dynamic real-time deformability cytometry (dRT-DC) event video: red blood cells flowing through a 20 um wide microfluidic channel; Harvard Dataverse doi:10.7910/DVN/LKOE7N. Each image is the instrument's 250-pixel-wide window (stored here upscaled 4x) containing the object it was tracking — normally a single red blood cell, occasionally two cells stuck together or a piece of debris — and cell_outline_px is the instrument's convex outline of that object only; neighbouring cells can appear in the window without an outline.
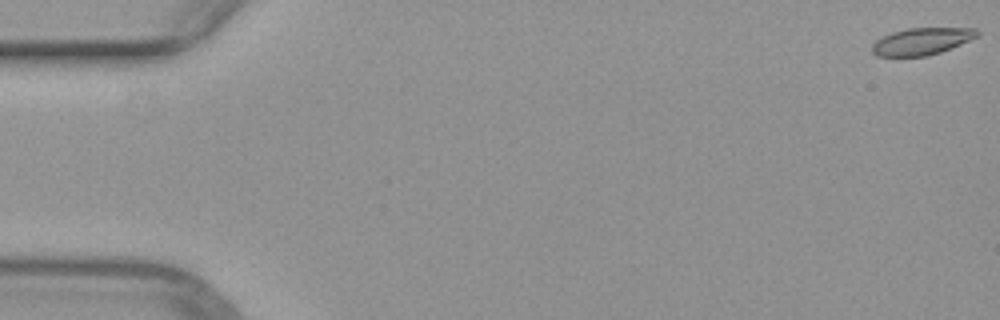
{"species": "common noctule bat (a hibernating species)", "species_latin": "Nyctalus noctula", "temperature_condition": "warm", "stored_images_in_passage": 52, "camera_frame_rate_fps": 3000, "um_per_image_px": 0.085, "animal": {"sex": "female", "body_mass_g": 29.2, "forearm_length_mm": 56.3}, "frame": {"image": 1, "passage_image": 1, "time_ms": 0.0, "image_size_px": [1000, 320], "cell_outline_px": [[980, 36], [952, 48], [940, 52], [924, 56], [876, 56], [872, 52], [872, 44], [876, 40], [892, 32], [908, 28], [976, 28], [980, 32]], "centroid_in_image_um": [78.38, 3.51], "position_along_channel_um": 6.6, "area_um2": 16.59}}
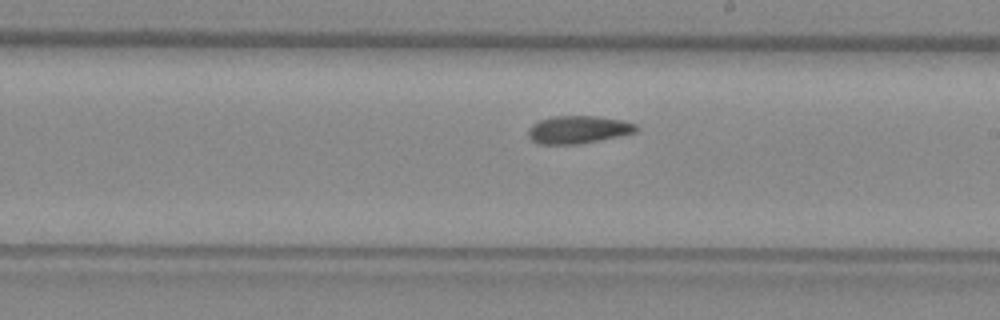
{"frame": {"image": 2, "passage_image": 30, "time_ms": 9.667, "image_size_px": [1000, 320], "cell_outline_px": [[640, 128], [636, 132], [576, 144], [540, 144], [532, 140], [528, 136], [528, 128], [532, 124], [540, 120], [552, 116], [596, 116], [624, 120], [636, 124]], "centroid_in_image_um": [49.14, 11.0], "position_along_channel_um": 239.9, "area_um2": 17.34}}
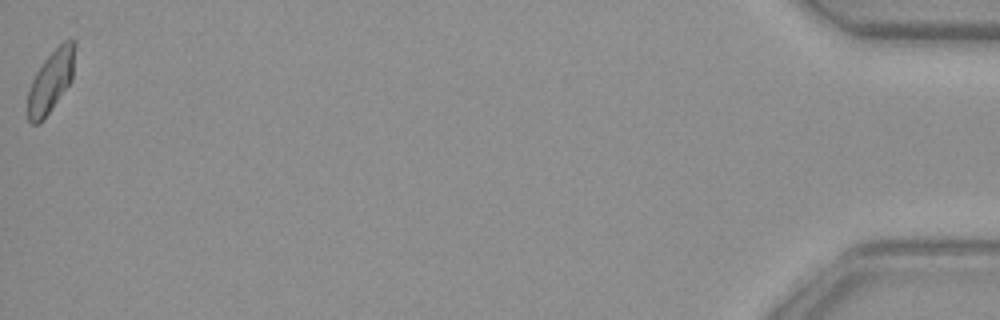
{"frame": {"image": 3, "passage_image": 52, "time_ms": 17.0, "image_size_px": [1000, 320], "cell_outline_px": [[76, 44], [72, 80], [48, 112], [36, 124], [32, 124], [28, 120], [28, 88], [36, 72], [44, 60], [64, 40], [76, 40]], "centroid_in_image_um": [4.33, 6.85], "position_along_channel_um": 430.9, "area_um2": 16.65}}